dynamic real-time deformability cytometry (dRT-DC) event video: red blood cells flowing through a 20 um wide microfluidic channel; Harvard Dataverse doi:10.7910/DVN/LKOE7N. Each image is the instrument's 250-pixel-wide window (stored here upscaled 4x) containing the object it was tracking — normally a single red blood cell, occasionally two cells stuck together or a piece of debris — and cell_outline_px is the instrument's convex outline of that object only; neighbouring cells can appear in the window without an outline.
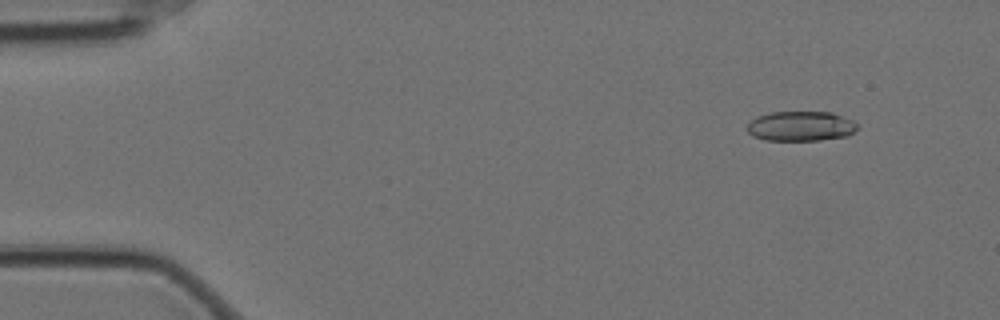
{"species": "Egyptian fruit bat (a non-hibernating species)", "species_latin": "Rousettus aegyptiacus", "temperature_condition": "cold", "stored_images_in_passage": 59, "camera_frame_rate_fps": 3000, "um_per_image_px": 0.085, "animal": {"sex": "female"}, "frame": {"image": 1, "passage_image": 6, "time_ms": 1.667, "image_size_px": [1000, 320], "cell_outline_px": [[856, 128], [848, 136], [820, 140], [764, 140], [752, 136], [748, 132], [748, 124], [756, 116], [772, 112], [832, 112], [852, 120], [856, 124]], "centroid_in_image_um": [68.04, 10.72], "position_along_channel_um": 17.0, "area_um2": 19.07}}
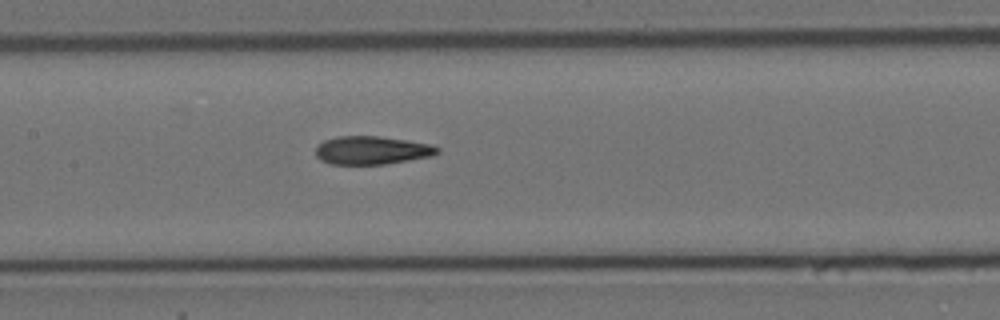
{"frame": {"image": 2, "passage_image": 28, "time_ms": 9.0, "image_size_px": [1000, 320], "cell_outline_px": [[440, 152], [432, 156], [384, 164], [328, 164], [320, 160], [316, 156], [316, 148], [324, 140], [336, 136], [380, 136], [428, 144], [440, 148]], "centroid_in_image_um": [31.58, 12.78], "position_along_channel_um": 175.8, "area_um2": 19.94}}
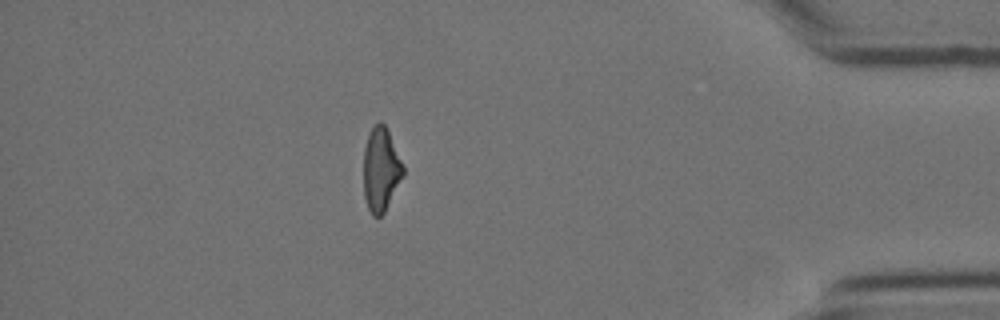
{"frame": {"image": 3, "passage_image": 51, "time_ms": 16.667, "image_size_px": [1000, 320], "cell_outline_px": [[404, 176], [384, 212], [380, 216], [372, 216], [368, 208], [364, 196], [364, 148], [368, 132], [380, 120], [384, 124], [404, 164]], "centroid_in_image_um": [32.38, 14.4], "position_along_channel_um": 402.8, "area_um2": 19.36}, "authors_computed_cell_mechanics": {"area_um2": 20.1722, "velocity_mm_per_s": 3.5212, "shape_relaxation_time_tau1_ms": 6.3356, "shape_relaxation_time_tau2_ms": 2.6739, "deformation_change_tau1": 0.1779, "deformation_change_tau2": 0.115}}